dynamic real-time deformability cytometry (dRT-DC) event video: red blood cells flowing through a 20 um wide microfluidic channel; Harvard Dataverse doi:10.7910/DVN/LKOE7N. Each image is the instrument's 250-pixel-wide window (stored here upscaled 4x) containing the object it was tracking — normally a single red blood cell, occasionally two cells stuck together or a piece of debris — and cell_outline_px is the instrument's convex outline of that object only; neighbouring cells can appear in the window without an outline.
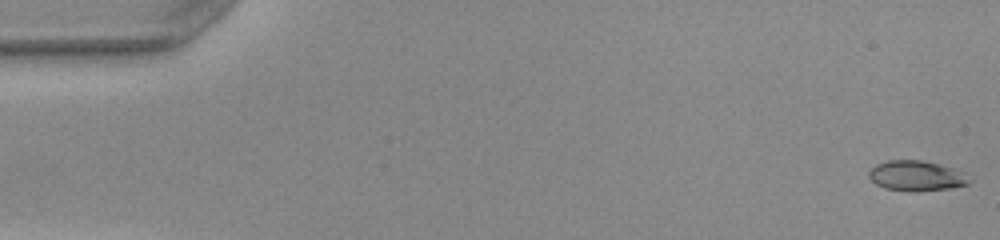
{"species": "common noctule bat (a hibernating species)", "species_latin": "Nyctalus noctula", "temperature_condition": "warm", "stored_images_in_passage": 51, "camera_frame_rate_fps": 3000, "um_per_image_px": 0.085, "animal": {"sex": "female", "body_mass_g": 22.0, "forearm_length_mm": 56.7}, "frame": {"image": 1, "passage_image": 1, "time_ms": 0.0, "image_size_px": [1000, 240], "cell_outline_px": [[972, 180], [968, 184], [948, 188], [916, 192], [908, 192], [884, 188], [876, 184], [868, 176], [868, 172], [876, 164], [888, 160], [920, 160], [940, 164], [964, 172]], "centroid_in_image_um": [77.89, 14.95], "position_along_channel_um": 7.1, "area_um2": 17.8}}
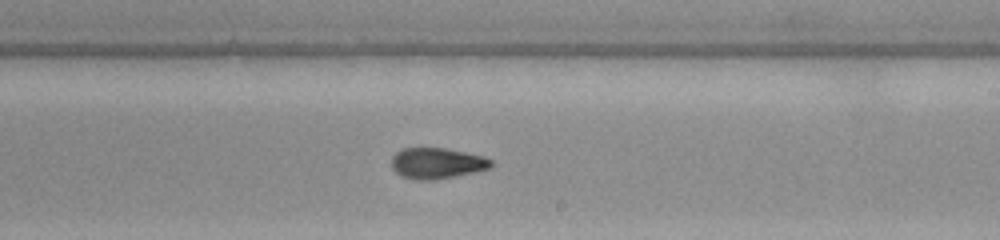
{"frame": {"image": 2, "passage_image": 30, "time_ms": 9.667, "image_size_px": [1000, 240], "cell_outline_px": [[492, 168], [476, 172], [432, 180], [412, 180], [400, 176], [392, 168], [392, 156], [396, 152], [404, 148], [444, 148], [484, 156], [492, 160]], "centroid_in_image_um": [37.14, 13.88], "position_along_channel_um": 251.9, "area_um2": 18.03}}
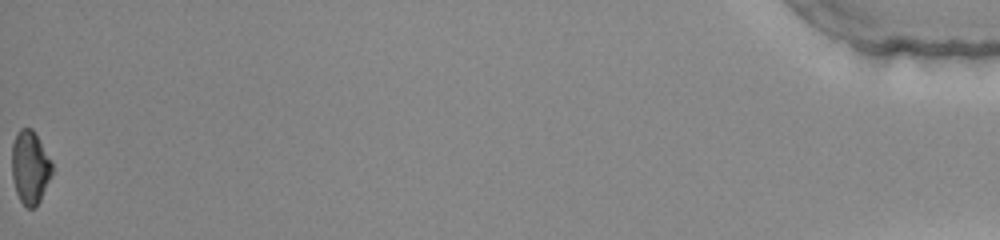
{"frame": {"image": 3, "passage_image": 51, "time_ms": 16.667, "image_size_px": [1000, 240], "cell_outline_px": [[52, 172], [40, 200], [36, 208], [28, 208], [20, 200], [16, 192], [12, 176], [12, 144], [16, 132], [20, 128], [32, 128], [52, 160]], "centroid_in_image_um": [2.55, 14.2], "position_along_channel_um": 432.7, "area_um2": 17.17}, "authors_computed_cell_mechanics": {"area_um2": 17.8602, "velocity_mm_per_s": 4.0628, "shape_relaxation_time_tau1_ms": null, "shape_relaxation_time_tau2_ms": 1.6441, "deformation_change_tau1": null, "deformation_change_tau2": 0.0641}}